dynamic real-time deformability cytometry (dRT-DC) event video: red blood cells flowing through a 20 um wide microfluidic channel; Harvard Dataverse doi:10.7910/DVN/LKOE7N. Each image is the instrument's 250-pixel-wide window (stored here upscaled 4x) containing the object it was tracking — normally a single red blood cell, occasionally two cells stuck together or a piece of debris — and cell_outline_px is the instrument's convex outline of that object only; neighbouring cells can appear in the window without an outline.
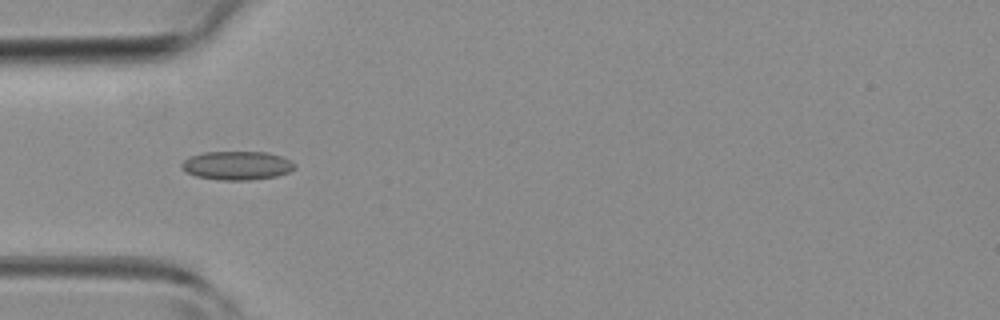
{"species": "common noctule bat (a hibernating species)", "species_latin": "Nyctalus noctula", "temperature_condition": "room temperature", "stored_images_in_passage": 1, "camera_frame_rate_fps": 3000, "um_per_image_px": 0.085, "animal": {"sex": "female", "body_mass_g": 19.3, "forearm_length_mm": 54.1}, "frame": {"image": 1, "passage_image": 1, "time_ms": 0.0, "image_size_px": [1000, 320], "cell_outline_px": [[296, 168], [288, 172], [276, 176], [248, 180], [220, 180], [196, 176], [184, 172], [180, 168], [180, 164], [184, 160], [192, 156], [204, 152], [268, 152], [292, 160], [296, 164]], "centroid_in_image_um": [20.14, 14.07], "position_along_channel_um": 64.9, "area_um2": 19.02}}